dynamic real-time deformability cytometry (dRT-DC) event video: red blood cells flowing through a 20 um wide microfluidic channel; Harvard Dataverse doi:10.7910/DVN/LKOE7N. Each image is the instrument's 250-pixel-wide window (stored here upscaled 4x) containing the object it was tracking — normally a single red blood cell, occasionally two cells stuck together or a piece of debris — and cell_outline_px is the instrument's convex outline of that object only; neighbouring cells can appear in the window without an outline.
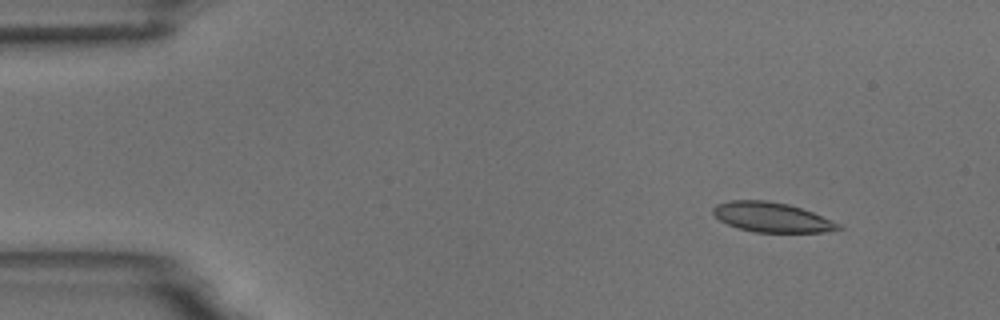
{"species": "common noctule bat (a hibernating species)", "species_latin": "Nyctalus noctula", "temperature_condition": "room temperature", "stored_images_in_passage": 4, "camera_frame_rate_fps": 3000, "um_per_image_px": 0.085, "animal": {"sex": "male", "body_mass_g": 18.8}, "frame": {"image": 1, "passage_image": 2, "time_ms": 1.333, "image_size_px": [1000, 320], "cell_outline_px": [[844, 228], [824, 232], [756, 232], [740, 228], [728, 224], [720, 220], [712, 212], [712, 208], [716, 204], [728, 200], [764, 200], [788, 204], [812, 212], [840, 224]], "centroid_in_image_um": [65.58, 18.46], "position_along_channel_um": 19.4, "area_um2": 21.5}}
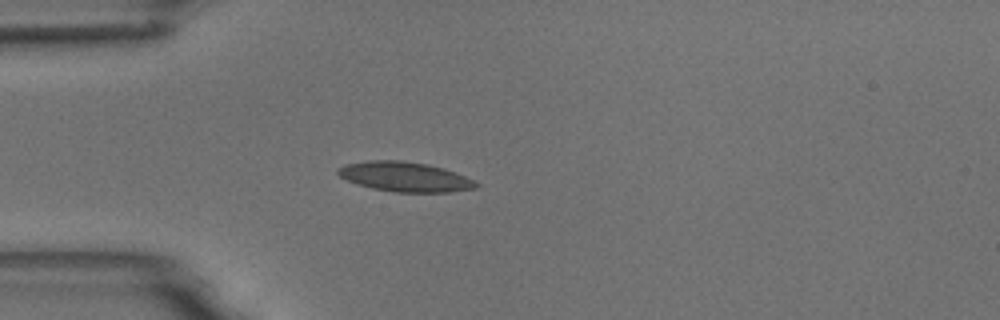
{"frame": {"image": 2, "passage_image": 4, "time_ms": 4.333, "image_size_px": [1000, 320], "cell_outline_px": [[480, 184], [476, 188], [448, 192], [396, 192], [372, 188], [348, 180], [340, 176], [336, 172], [336, 168], [344, 164], [368, 160], [400, 160], [428, 164], [444, 168], [464, 176]], "centroid_in_image_um": [34.39, 15.01], "position_along_channel_um": 50.6, "area_um2": 23.81}}